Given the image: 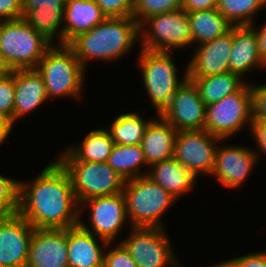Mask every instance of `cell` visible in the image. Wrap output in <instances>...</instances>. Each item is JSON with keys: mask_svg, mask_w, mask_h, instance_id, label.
Here are the masks:
<instances>
[{"mask_svg": "<svg viewBox=\"0 0 266 267\" xmlns=\"http://www.w3.org/2000/svg\"><path fill=\"white\" fill-rule=\"evenodd\" d=\"M34 229L19 213L0 217V267H26Z\"/></svg>", "mask_w": 266, "mask_h": 267, "instance_id": "cell-15", "label": "cell"}, {"mask_svg": "<svg viewBox=\"0 0 266 267\" xmlns=\"http://www.w3.org/2000/svg\"><path fill=\"white\" fill-rule=\"evenodd\" d=\"M41 75L47 96L74 97L83 93L86 69L67 44H53L35 68Z\"/></svg>", "mask_w": 266, "mask_h": 267, "instance_id": "cell-4", "label": "cell"}, {"mask_svg": "<svg viewBox=\"0 0 266 267\" xmlns=\"http://www.w3.org/2000/svg\"><path fill=\"white\" fill-rule=\"evenodd\" d=\"M35 229H67L79 224L80 205L70 176L57 161L33 181H20L19 211Z\"/></svg>", "mask_w": 266, "mask_h": 267, "instance_id": "cell-1", "label": "cell"}, {"mask_svg": "<svg viewBox=\"0 0 266 267\" xmlns=\"http://www.w3.org/2000/svg\"><path fill=\"white\" fill-rule=\"evenodd\" d=\"M148 124L141 146L147 165L170 159L174 155L177 130L161 115Z\"/></svg>", "mask_w": 266, "mask_h": 267, "instance_id": "cell-22", "label": "cell"}, {"mask_svg": "<svg viewBox=\"0 0 266 267\" xmlns=\"http://www.w3.org/2000/svg\"><path fill=\"white\" fill-rule=\"evenodd\" d=\"M224 142L206 130L177 131L173 157L198 178L213 170L217 144Z\"/></svg>", "mask_w": 266, "mask_h": 267, "instance_id": "cell-12", "label": "cell"}, {"mask_svg": "<svg viewBox=\"0 0 266 267\" xmlns=\"http://www.w3.org/2000/svg\"><path fill=\"white\" fill-rule=\"evenodd\" d=\"M249 81L237 92L206 106L204 130L221 139H229L252 124V93ZM246 125V126H245Z\"/></svg>", "mask_w": 266, "mask_h": 267, "instance_id": "cell-9", "label": "cell"}, {"mask_svg": "<svg viewBox=\"0 0 266 267\" xmlns=\"http://www.w3.org/2000/svg\"><path fill=\"white\" fill-rule=\"evenodd\" d=\"M139 66L142 69V81L149 96L151 105L156 114L160 115L169 105L176 90L187 79V68L184 71L182 80L178 76L175 66L173 52L154 51L140 49Z\"/></svg>", "mask_w": 266, "mask_h": 267, "instance_id": "cell-7", "label": "cell"}, {"mask_svg": "<svg viewBox=\"0 0 266 267\" xmlns=\"http://www.w3.org/2000/svg\"><path fill=\"white\" fill-rule=\"evenodd\" d=\"M219 0H183L182 10L187 13L217 9Z\"/></svg>", "mask_w": 266, "mask_h": 267, "instance_id": "cell-40", "label": "cell"}, {"mask_svg": "<svg viewBox=\"0 0 266 267\" xmlns=\"http://www.w3.org/2000/svg\"><path fill=\"white\" fill-rule=\"evenodd\" d=\"M188 79L195 83L200 97L206 106L237 92L247 83L240 75L230 71L217 75Z\"/></svg>", "mask_w": 266, "mask_h": 267, "instance_id": "cell-26", "label": "cell"}, {"mask_svg": "<svg viewBox=\"0 0 266 267\" xmlns=\"http://www.w3.org/2000/svg\"><path fill=\"white\" fill-rule=\"evenodd\" d=\"M56 160L67 171L79 205L88 199L123 192L125 178L107 162L77 160L68 150L61 152Z\"/></svg>", "mask_w": 266, "mask_h": 267, "instance_id": "cell-5", "label": "cell"}, {"mask_svg": "<svg viewBox=\"0 0 266 267\" xmlns=\"http://www.w3.org/2000/svg\"><path fill=\"white\" fill-rule=\"evenodd\" d=\"M222 267H266V250L220 262Z\"/></svg>", "mask_w": 266, "mask_h": 267, "instance_id": "cell-37", "label": "cell"}, {"mask_svg": "<svg viewBox=\"0 0 266 267\" xmlns=\"http://www.w3.org/2000/svg\"><path fill=\"white\" fill-rule=\"evenodd\" d=\"M123 194L130 228H163L164 213L177 201L148 176L126 180Z\"/></svg>", "mask_w": 266, "mask_h": 267, "instance_id": "cell-6", "label": "cell"}, {"mask_svg": "<svg viewBox=\"0 0 266 267\" xmlns=\"http://www.w3.org/2000/svg\"><path fill=\"white\" fill-rule=\"evenodd\" d=\"M139 113H122L114 119L109 129H106L114 144L135 145L141 144L145 130L152 120L147 121Z\"/></svg>", "mask_w": 266, "mask_h": 267, "instance_id": "cell-29", "label": "cell"}, {"mask_svg": "<svg viewBox=\"0 0 266 267\" xmlns=\"http://www.w3.org/2000/svg\"><path fill=\"white\" fill-rule=\"evenodd\" d=\"M89 208V225L82 221L84 208ZM79 224L95 236L112 243L116 241L123 224H126V200L123 192L108 196H99L80 204ZM91 228V229H90ZM115 239V240H114Z\"/></svg>", "mask_w": 266, "mask_h": 267, "instance_id": "cell-11", "label": "cell"}, {"mask_svg": "<svg viewBox=\"0 0 266 267\" xmlns=\"http://www.w3.org/2000/svg\"><path fill=\"white\" fill-rule=\"evenodd\" d=\"M139 23L133 17H107L67 45L86 69L89 60H117L128 54L140 39ZM127 53V54H126Z\"/></svg>", "mask_w": 266, "mask_h": 267, "instance_id": "cell-2", "label": "cell"}, {"mask_svg": "<svg viewBox=\"0 0 266 267\" xmlns=\"http://www.w3.org/2000/svg\"><path fill=\"white\" fill-rule=\"evenodd\" d=\"M266 0H219L217 10L233 26H251L256 13L265 9Z\"/></svg>", "mask_w": 266, "mask_h": 267, "instance_id": "cell-30", "label": "cell"}, {"mask_svg": "<svg viewBox=\"0 0 266 267\" xmlns=\"http://www.w3.org/2000/svg\"><path fill=\"white\" fill-rule=\"evenodd\" d=\"M97 238L101 241L98 242ZM105 248L112 245L95 236L80 224L67 228V256L69 267H103Z\"/></svg>", "mask_w": 266, "mask_h": 267, "instance_id": "cell-19", "label": "cell"}, {"mask_svg": "<svg viewBox=\"0 0 266 267\" xmlns=\"http://www.w3.org/2000/svg\"><path fill=\"white\" fill-rule=\"evenodd\" d=\"M141 48L174 52L193 44L188 13L182 9L156 14L139 25Z\"/></svg>", "mask_w": 266, "mask_h": 267, "instance_id": "cell-8", "label": "cell"}, {"mask_svg": "<svg viewBox=\"0 0 266 267\" xmlns=\"http://www.w3.org/2000/svg\"><path fill=\"white\" fill-rule=\"evenodd\" d=\"M265 68L259 54L258 40L252 26H233V47L229 60V71L240 75L248 74L256 67Z\"/></svg>", "mask_w": 266, "mask_h": 267, "instance_id": "cell-21", "label": "cell"}, {"mask_svg": "<svg viewBox=\"0 0 266 267\" xmlns=\"http://www.w3.org/2000/svg\"><path fill=\"white\" fill-rule=\"evenodd\" d=\"M252 121H266V83L251 84Z\"/></svg>", "mask_w": 266, "mask_h": 267, "instance_id": "cell-36", "label": "cell"}, {"mask_svg": "<svg viewBox=\"0 0 266 267\" xmlns=\"http://www.w3.org/2000/svg\"><path fill=\"white\" fill-rule=\"evenodd\" d=\"M13 125L8 120L0 117V145L4 143V140L11 134Z\"/></svg>", "mask_w": 266, "mask_h": 267, "instance_id": "cell-42", "label": "cell"}, {"mask_svg": "<svg viewBox=\"0 0 266 267\" xmlns=\"http://www.w3.org/2000/svg\"><path fill=\"white\" fill-rule=\"evenodd\" d=\"M106 17H132L135 0H95Z\"/></svg>", "mask_w": 266, "mask_h": 267, "instance_id": "cell-34", "label": "cell"}, {"mask_svg": "<svg viewBox=\"0 0 266 267\" xmlns=\"http://www.w3.org/2000/svg\"><path fill=\"white\" fill-rule=\"evenodd\" d=\"M250 133L259 147L258 151L266 156V121H252Z\"/></svg>", "mask_w": 266, "mask_h": 267, "instance_id": "cell-39", "label": "cell"}, {"mask_svg": "<svg viewBox=\"0 0 266 267\" xmlns=\"http://www.w3.org/2000/svg\"><path fill=\"white\" fill-rule=\"evenodd\" d=\"M104 253L103 267H138L126 248L119 242Z\"/></svg>", "mask_w": 266, "mask_h": 267, "instance_id": "cell-35", "label": "cell"}, {"mask_svg": "<svg viewBox=\"0 0 266 267\" xmlns=\"http://www.w3.org/2000/svg\"><path fill=\"white\" fill-rule=\"evenodd\" d=\"M26 267H69L67 229H34Z\"/></svg>", "mask_w": 266, "mask_h": 267, "instance_id": "cell-17", "label": "cell"}, {"mask_svg": "<svg viewBox=\"0 0 266 267\" xmlns=\"http://www.w3.org/2000/svg\"><path fill=\"white\" fill-rule=\"evenodd\" d=\"M147 176L177 200L193 190L196 176L174 157L155 163L147 170Z\"/></svg>", "mask_w": 266, "mask_h": 267, "instance_id": "cell-24", "label": "cell"}, {"mask_svg": "<svg viewBox=\"0 0 266 267\" xmlns=\"http://www.w3.org/2000/svg\"><path fill=\"white\" fill-rule=\"evenodd\" d=\"M23 18L22 0H0V21Z\"/></svg>", "mask_w": 266, "mask_h": 267, "instance_id": "cell-38", "label": "cell"}, {"mask_svg": "<svg viewBox=\"0 0 266 267\" xmlns=\"http://www.w3.org/2000/svg\"><path fill=\"white\" fill-rule=\"evenodd\" d=\"M95 0H66L64 8L63 44L106 19Z\"/></svg>", "mask_w": 266, "mask_h": 267, "instance_id": "cell-23", "label": "cell"}, {"mask_svg": "<svg viewBox=\"0 0 266 267\" xmlns=\"http://www.w3.org/2000/svg\"><path fill=\"white\" fill-rule=\"evenodd\" d=\"M183 0H135L132 17L139 25L150 16L182 9Z\"/></svg>", "mask_w": 266, "mask_h": 267, "instance_id": "cell-31", "label": "cell"}, {"mask_svg": "<svg viewBox=\"0 0 266 267\" xmlns=\"http://www.w3.org/2000/svg\"><path fill=\"white\" fill-rule=\"evenodd\" d=\"M52 45L23 18L0 21V58L8 71L35 69Z\"/></svg>", "mask_w": 266, "mask_h": 267, "instance_id": "cell-3", "label": "cell"}, {"mask_svg": "<svg viewBox=\"0 0 266 267\" xmlns=\"http://www.w3.org/2000/svg\"><path fill=\"white\" fill-rule=\"evenodd\" d=\"M233 47V27L223 36L196 46L187 66V78L229 72V60Z\"/></svg>", "mask_w": 266, "mask_h": 267, "instance_id": "cell-16", "label": "cell"}, {"mask_svg": "<svg viewBox=\"0 0 266 267\" xmlns=\"http://www.w3.org/2000/svg\"><path fill=\"white\" fill-rule=\"evenodd\" d=\"M14 70L0 76V117L14 125Z\"/></svg>", "mask_w": 266, "mask_h": 267, "instance_id": "cell-33", "label": "cell"}, {"mask_svg": "<svg viewBox=\"0 0 266 267\" xmlns=\"http://www.w3.org/2000/svg\"><path fill=\"white\" fill-rule=\"evenodd\" d=\"M188 16L193 43L197 46L223 36L233 27L217 9L196 11Z\"/></svg>", "mask_w": 266, "mask_h": 267, "instance_id": "cell-25", "label": "cell"}, {"mask_svg": "<svg viewBox=\"0 0 266 267\" xmlns=\"http://www.w3.org/2000/svg\"><path fill=\"white\" fill-rule=\"evenodd\" d=\"M8 72L7 68L3 64L1 58H0V76L6 74Z\"/></svg>", "mask_w": 266, "mask_h": 267, "instance_id": "cell-43", "label": "cell"}, {"mask_svg": "<svg viewBox=\"0 0 266 267\" xmlns=\"http://www.w3.org/2000/svg\"><path fill=\"white\" fill-rule=\"evenodd\" d=\"M19 192L20 180L0 175V217L18 213Z\"/></svg>", "mask_w": 266, "mask_h": 267, "instance_id": "cell-32", "label": "cell"}, {"mask_svg": "<svg viewBox=\"0 0 266 267\" xmlns=\"http://www.w3.org/2000/svg\"><path fill=\"white\" fill-rule=\"evenodd\" d=\"M164 228L131 227L129 237L119 241L138 267H172L178 262Z\"/></svg>", "mask_w": 266, "mask_h": 267, "instance_id": "cell-10", "label": "cell"}, {"mask_svg": "<svg viewBox=\"0 0 266 267\" xmlns=\"http://www.w3.org/2000/svg\"><path fill=\"white\" fill-rule=\"evenodd\" d=\"M160 115L177 131L204 130L206 105L195 83L187 78Z\"/></svg>", "mask_w": 266, "mask_h": 267, "instance_id": "cell-13", "label": "cell"}, {"mask_svg": "<svg viewBox=\"0 0 266 267\" xmlns=\"http://www.w3.org/2000/svg\"><path fill=\"white\" fill-rule=\"evenodd\" d=\"M107 164L124 177L125 180L147 176V172H141V168L143 166L144 168L145 166L149 167L145 160L141 144H114Z\"/></svg>", "mask_w": 266, "mask_h": 267, "instance_id": "cell-27", "label": "cell"}, {"mask_svg": "<svg viewBox=\"0 0 266 267\" xmlns=\"http://www.w3.org/2000/svg\"><path fill=\"white\" fill-rule=\"evenodd\" d=\"M218 145L211 176L227 188H238L244 185L256 162L258 163L260 153L246 146Z\"/></svg>", "mask_w": 266, "mask_h": 267, "instance_id": "cell-14", "label": "cell"}, {"mask_svg": "<svg viewBox=\"0 0 266 267\" xmlns=\"http://www.w3.org/2000/svg\"><path fill=\"white\" fill-rule=\"evenodd\" d=\"M64 8L65 0H22L23 19L52 44H63Z\"/></svg>", "mask_w": 266, "mask_h": 267, "instance_id": "cell-18", "label": "cell"}, {"mask_svg": "<svg viewBox=\"0 0 266 267\" xmlns=\"http://www.w3.org/2000/svg\"><path fill=\"white\" fill-rule=\"evenodd\" d=\"M179 265V266H178ZM172 267H181L180 266V264H178V262L175 264V265H173Z\"/></svg>", "mask_w": 266, "mask_h": 267, "instance_id": "cell-44", "label": "cell"}, {"mask_svg": "<svg viewBox=\"0 0 266 267\" xmlns=\"http://www.w3.org/2000/svg\"><path fill=\"white\" fill-rule=\"evenodd\" d=\"M216 267H222L220 262L216 264Z\"/></svg>", "mask_w": 266, "mask_h": 267, "instance_id": "cell-45", "label": "cell"}, {"mask_svg": "<svg viewBox=\"0 0 266 267\" xmlns=\"http://www.w3.org/2000/svg\"><path fill=\"white\" fill-rule=\"evenodd\" d=\"M14 123L49 100L44 81L36 69L14 70Z\"/></svg>", "mask_w": 266, "mask_h": 267, "instance_id": "cell-20", "label": "cell"}, {"mask_svg": "<svg viewBox=\"0 0 266 267\" xmlns=\"http://www.w3.org/2000/svg\"><path fill=\"white\" fill-rule=\"evenodd\" d=\"M114 141L109 132L104 129L91 130L78 145L67 150L80 161L107 162L111 154Z\"/></svg>", "mask_w": 266, "mask_h": 267, "instance_id": "cell-28", "label": "cell"}, {"mask_svg": "<svg viewBox=\"0 0 266 267\" xmlns=\"http://www.w3.org/2000/svg\"><path fill=\"white\" fill-rule=\"evenodd\" d=\"M257 34L258 40V49L261 58L263 59V63L266 66V23L261 26V29L255 27V23L251 25Z\"/></svg>", "mask_w": 266, "mask_h": 267, "instance_id": "cell-41", "label": "cell"}]
</instances>
